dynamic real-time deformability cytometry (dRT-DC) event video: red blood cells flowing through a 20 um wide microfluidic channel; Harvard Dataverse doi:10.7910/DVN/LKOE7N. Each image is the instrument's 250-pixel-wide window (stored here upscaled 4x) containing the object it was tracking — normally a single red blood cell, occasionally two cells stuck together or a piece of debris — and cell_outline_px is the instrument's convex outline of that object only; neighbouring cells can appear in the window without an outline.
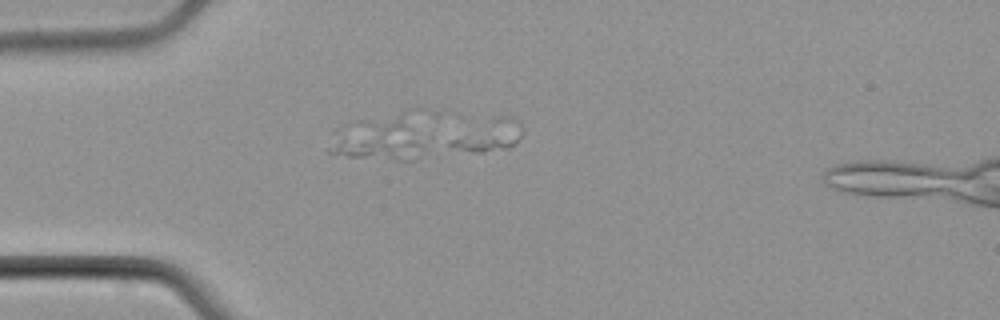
{"species": "common noctule bat (a hibernating species)", "species_latin": "Nyctalus noctula", "temperature_condition": "cold", "stored_images_in_passage": 5, "camera_frame_rate_fps": 3000, "um_per_image_px": 0.085, "animal": {"sex": "male", "body_mass_g": 21.5, "forearm_length_mm": 52.0}, "frame": {"image": 1, "passage_image": 4, "time_ms": 4.0, "image_size_px": [1000, 320], "cell_outline_px": [[524, 132], [520, 140], [516, 144], [508, 148], [484, 152], [472, 152], [448, 144], [452, 140], [492, 116], [512, 116], [524, 128]], "centroid_in_image_um": [41.72, 11.49], "position_along_channel_um": 43.3, "area_um2": 12.89}}